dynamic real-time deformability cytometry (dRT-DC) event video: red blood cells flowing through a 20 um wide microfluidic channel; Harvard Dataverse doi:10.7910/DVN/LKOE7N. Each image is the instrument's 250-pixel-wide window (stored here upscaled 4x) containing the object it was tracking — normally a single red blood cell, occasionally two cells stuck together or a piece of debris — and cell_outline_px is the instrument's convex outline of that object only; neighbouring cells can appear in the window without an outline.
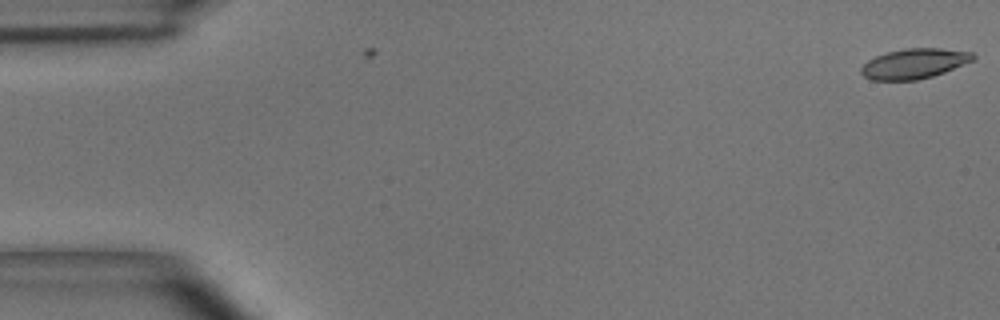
{"species": "common noctule bat (a hibernating species)", "species_latin": "Nyctalus noctula", "temperature_condition": "room temperature", "stored_images_in_passage": 3, "camera_frame_rate_fps": 3000, "um_per_image_px": 0.085, "animal": {"sex": "male", "body_mass_g": 15.6}, "frame": {"image": 1, "passage_image": 3, "time_ms": 0.667, "image_size_px": [1000, 320], "cell_outline_px": [[976, 56], [972, 60], [944, 72], [932, 76], [916, 80], [872, 80], [864, 76], [860, 72], [860, 68], [868, 60], [876, 56], [888, 52], [908, 48], [940, 48], [972, 52]], "centroid_in_image_um": [77.68, 5.41], "position_along_channel_um": 7.3, "area_um2": 19.36}}